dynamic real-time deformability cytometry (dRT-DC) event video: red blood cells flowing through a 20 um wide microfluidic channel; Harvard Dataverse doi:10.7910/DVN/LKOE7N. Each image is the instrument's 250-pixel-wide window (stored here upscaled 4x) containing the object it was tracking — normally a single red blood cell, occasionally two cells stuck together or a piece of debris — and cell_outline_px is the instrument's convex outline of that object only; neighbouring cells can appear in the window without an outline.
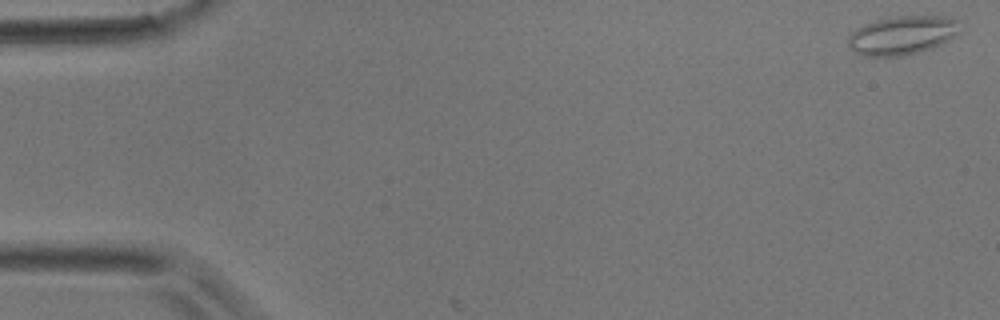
{"species": "common noctule bat (a hibernating species)", "species_latin": "Nyctalus noctula", "temperature_condition": "room temperature", "stored_images_in_passage": 4, "camera_frame_rate_fps": 3000, "um_per_image_px": 0.085, "animal": {"sex": "male", "body_mass_g": 17.9}, "frame": {"image": 1, "passage_image": 1, "time_ms": 0.0, "image_size_px": [1000, 320], "cell_outline_px": [[956, 36], [932, 48], [900, 56], [864, 56], [856, 52], [848, 44], [848, 36], [856, 28], [864, 24], [888, 16], [952, 16], [956, 20]], "centroid_in_image_um": [76.65, 2.98], "position_along_channel_um": 8.4, "area_um2": 25.03}}